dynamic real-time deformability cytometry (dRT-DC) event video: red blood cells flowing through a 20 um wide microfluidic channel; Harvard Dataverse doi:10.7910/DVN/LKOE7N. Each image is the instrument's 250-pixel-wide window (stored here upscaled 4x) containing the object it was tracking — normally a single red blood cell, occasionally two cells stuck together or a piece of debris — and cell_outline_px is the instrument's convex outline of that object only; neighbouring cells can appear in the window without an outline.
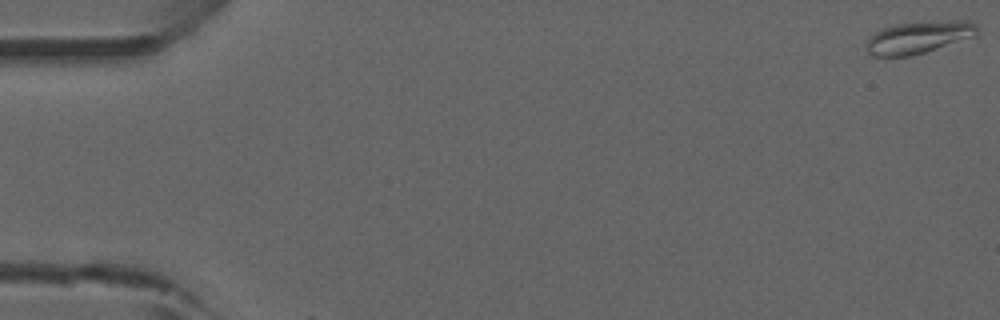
{"species": "common noctule bat (a hibernating species)", "species_latin": "Nyctalus noctula", "temperature_condition": "room temperature", "stored_images_in_passage": 3, "camera_frame_rate_fps": 3000, "um_per_image_px": 0.085, "animal": {"sex": "male", "forearm_length_mm": 52.5}, "frame": {"image": 1, "passage_image": 1, "time_ms": 0.0, "image_size_px": [1000, 320], "cell_outline_px": [[980, 32], [976, 36], [924, 52], [908, 56], [872, 56], [868, 52], [864, 44], [868, 36], [880, 28], [896, 24], [956, 20], [972, 20], [980, 28]], "centroid_in_image_um": [78.08, 3.16], "position_along_channel_um": 6.9, "area_um2": 21.1}}